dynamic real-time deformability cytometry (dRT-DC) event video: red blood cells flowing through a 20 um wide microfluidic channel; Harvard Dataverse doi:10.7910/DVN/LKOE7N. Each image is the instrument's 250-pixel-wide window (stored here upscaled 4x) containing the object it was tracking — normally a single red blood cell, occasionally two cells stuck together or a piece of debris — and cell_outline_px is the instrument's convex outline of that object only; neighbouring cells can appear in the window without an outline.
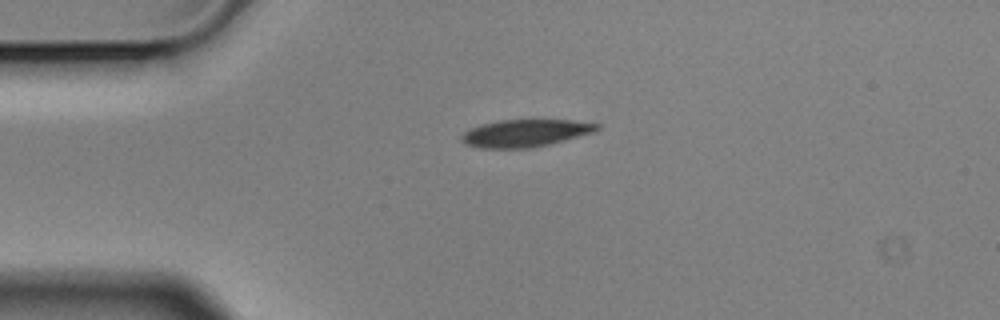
{"species": "Egyptian fruit bat (a non-hibernating species)", "species_latin": "Rousettus aegyptiacus", "temperature_condition": "cold", "stored_images_in_passage": 3, "camera_frame_rate_fps": 3000, "um_per_image_px": 0.085, "animal": {"sex": "male"}, "frame": {"image": 1, "passage_image": 1, "time_ms": 0.0, "image_size_px": [1000, 320], "cell_outline_px": [[600, 128], [596, 132], [532, 148], [480, 148], [464, 144], [460, 140], [460, 136], [468, 128], [480, 124], [500, 120], [572, 120], [600, 124]], "centroid_in_image_um": [44.62, 11.31], "position_along_channel_um": 40.4, "area_um2": 21.79}}
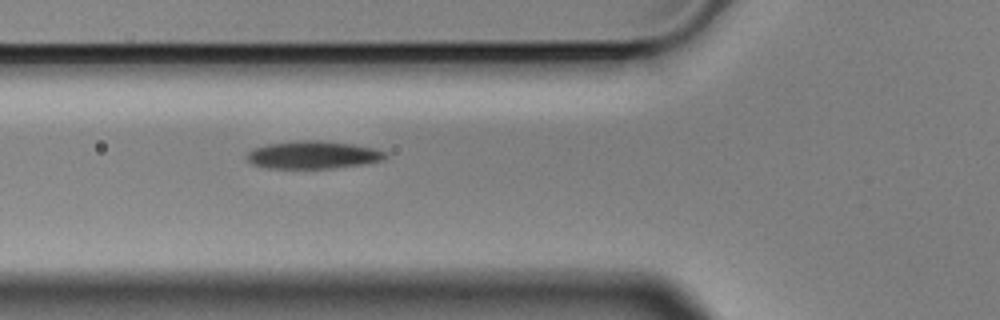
{"frame": {"image": 2, "passage_image": 3, "time_ms": 0.667, "image_size_px": [1000, 320], "cell_outline_px": [[388, 156], [384, 160], [336, 168], [268, 168], [252, 164], [244, 156], [252, 148], [268, 144], [300, 140], [320, 140], [352, 144], [372, 148], [388, 152]], "centroid_in_image_um": [26.59, 13.16], "position_along_channel_um": 99.2, "area_um2": 22.43}}